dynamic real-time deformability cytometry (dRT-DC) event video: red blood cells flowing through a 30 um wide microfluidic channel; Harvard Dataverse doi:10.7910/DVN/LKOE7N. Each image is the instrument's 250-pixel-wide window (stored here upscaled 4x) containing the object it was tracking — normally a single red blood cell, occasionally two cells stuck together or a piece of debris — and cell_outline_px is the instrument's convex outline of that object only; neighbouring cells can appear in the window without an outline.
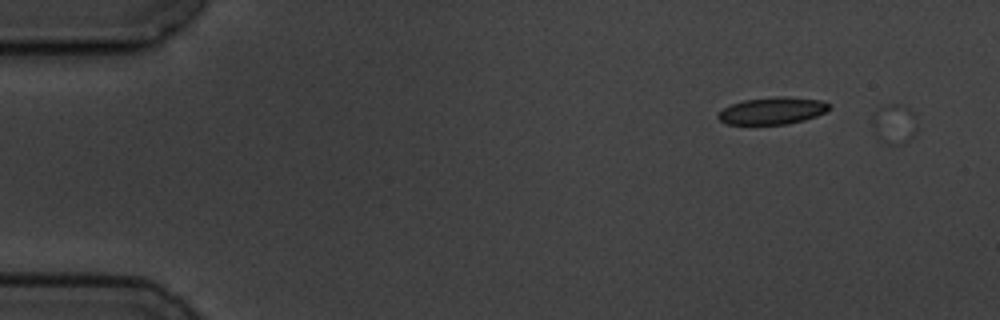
{"species": "common noctule bat (a hibernating species)", "species_latin": "Nyctalus noctula", "temperature_condition": "cold", "stored_images_in_passage": 2, "camera_frame_rate_fps": 3000, "um_per_image_px": 0.085, "animal": {"sex": "male", "body_mass_g": 19.5, "forearm_length_mm": 54.6}, "frame": {"image": 1, "passage_image": 2, "time_ms": 1.333, "image_size_px": [1000, 320], "cell_outline_px": [[916, 136], [904, 144], [888, 144], [876, 140], [872, 128], [872, 116], [880, 108], [888, 104], [900, 104], [916, 112]], "centroid_in_image_um": [76.02, 10.57], "position_along_channel_um": 9.0, "area_um2": 10.87}}